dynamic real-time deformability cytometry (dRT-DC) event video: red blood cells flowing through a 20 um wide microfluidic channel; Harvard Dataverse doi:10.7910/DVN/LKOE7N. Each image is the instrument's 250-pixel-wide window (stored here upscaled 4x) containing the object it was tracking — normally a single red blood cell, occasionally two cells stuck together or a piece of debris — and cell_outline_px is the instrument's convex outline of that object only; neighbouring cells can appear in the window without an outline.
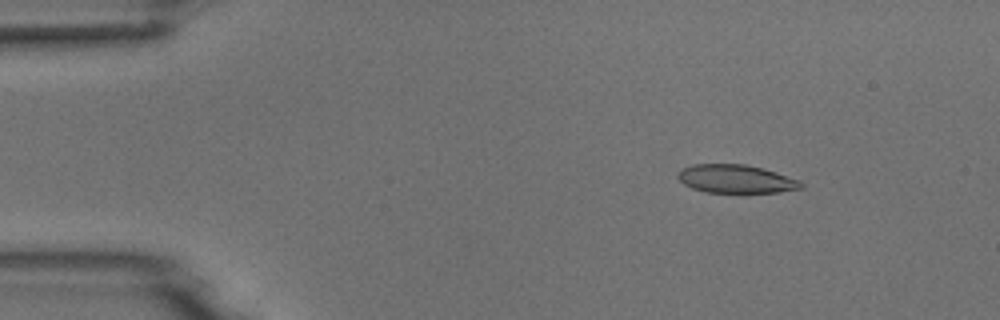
{"species": "common noctule bat (a hibernating species)", "species_latin": "Nyctalus noctula", "temperature_condition": "room temperature", "stored_images_in_passage": 4, "camera_frame_rate_fps": 3000, "um_per_image_px": 0.085, "animal": {"sex": "male", "body_mass_g": 18.8}, "frame": {"image": 1, "passage_image": 1, "time_ms": 0.0, "image_size_px": [1000, 320], "cell_outline_px": [[804, 188], [780, 192], [736, 196], [704, 192], [692, 188], [684, 184], [676, 176], [676, 172], [692, 164], [744, 164], [776, 172], [800, 180], [804, 184]], "centroid_in_image_um": [62.57, 15.27], "position_along_channel_um": 22.4, "area_um2": 21.44}}
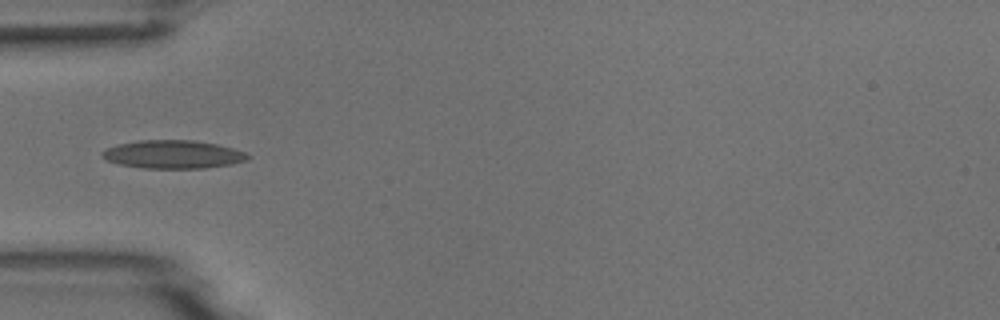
{"frame": {"image": 2, "passage_image": 4, "time_ms": 3.333, "image_size_px": [1000, 320], "cell_outline_px": [[252, 156], [248, 160], [232, 164], [204, 168], [140, 168], [120, 164], [108, 160], [100, 156], [100, 152], [116, 144], [136, 140], [196, 140], [216, 144], [232, 148], [244, 152]], "centroid_in_image_um": [14.7, 13.12], "position_along_channel_um": 70.3, "area_um2": 24.1}}